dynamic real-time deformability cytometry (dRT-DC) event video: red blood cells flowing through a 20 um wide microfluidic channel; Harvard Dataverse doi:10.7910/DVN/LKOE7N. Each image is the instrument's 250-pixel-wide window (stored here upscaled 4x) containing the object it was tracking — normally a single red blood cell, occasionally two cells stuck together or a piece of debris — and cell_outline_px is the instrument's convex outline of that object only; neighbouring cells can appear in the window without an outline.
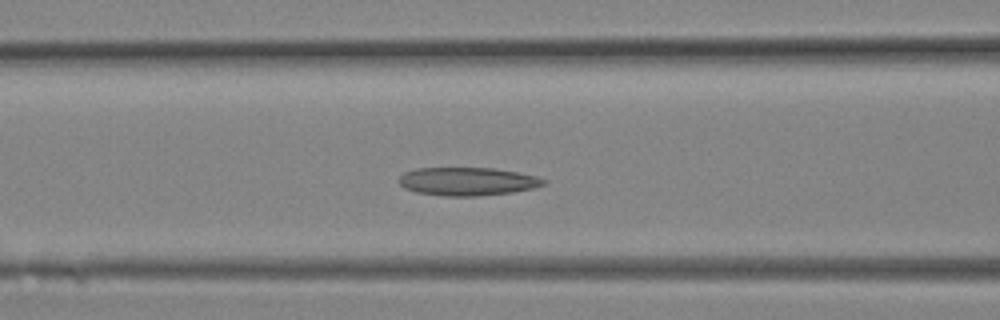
{"species": "Egyptian fruit bat (a non-hibernating species)", "species_latin": "Rousettus aegyptiacus", "temperature_condition": "room temperature", "stored_images_in_passage": 8, "camera_frame_rate_fps": 3000, "um_per_image_px": 0.085, "animal": {"sex": "female"}, "frame": {"image": 1, "passage_image": 6, "time_ms": 1.667, "image_size_px": [1000, 320], "cell_outline_px": [[548, 180], [544, 184], [532, 188], [512, 192], [476, 196], [448, 196], [416, 192], [404, 188], [396, 180], [404, 172], [416, 168], [496, 168], [520, 172], [536, 176]], "centroid_in_image_um": [39.72, 15.41], "position_along_channel_um": 126.9, "area_um2": 23.87}}
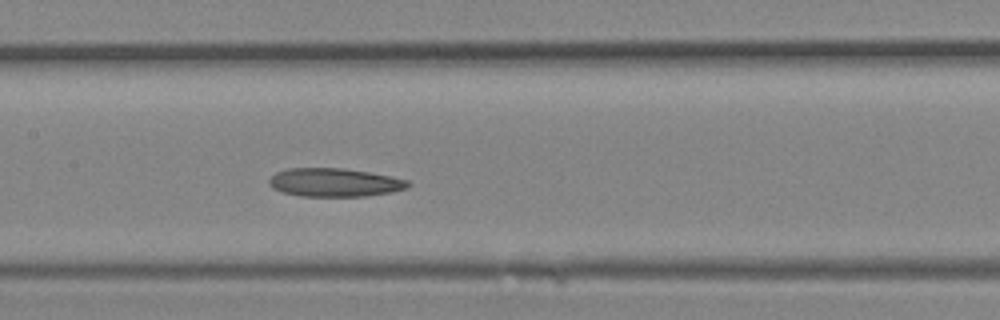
{"frame": {"image": 2, "passage_image": 8, "time_ms": 2.333, "image_size_px": [1000, 320], "cell_outline_px": [[412, 184], [408, 188], [392, 192], [364, 196], [300, 196], [284, 192], [272, 188], [268, 184], [268, 180], [276, 172], [288, 168], [344, 168], [392, 176], [408, 180]], "centroid_in_image_um": [28.45, 15.5], "position_along_channel_um": 178.9, "area_um2": 23.12}}